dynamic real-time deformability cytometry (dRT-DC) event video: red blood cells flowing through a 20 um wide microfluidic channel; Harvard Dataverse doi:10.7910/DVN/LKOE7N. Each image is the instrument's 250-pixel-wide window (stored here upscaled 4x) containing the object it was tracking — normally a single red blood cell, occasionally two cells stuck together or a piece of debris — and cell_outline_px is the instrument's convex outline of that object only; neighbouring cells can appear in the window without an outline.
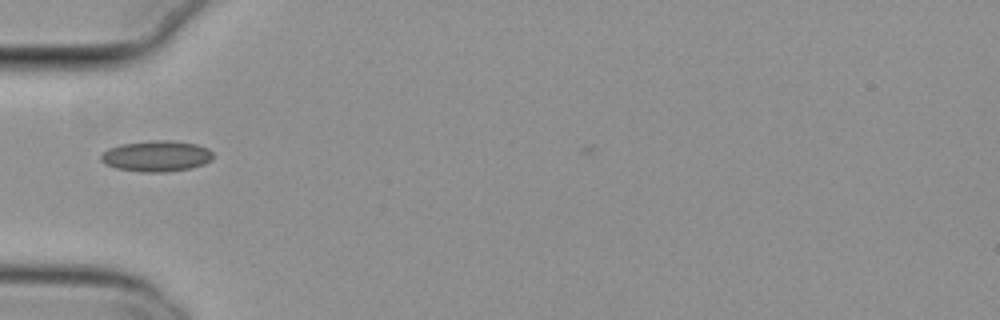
{"species": "common noctule bat (a hibernating species)", "species_latin": "Nyctalus noctula", "temperature_condition": "cold", "stored_images_in_passage": 37, "camera_frame_rate_fps": 3000, "um_per_image_px": 0.085, "animal": {"sex": "female", "body_mass_g": 29.2, "forearm_length_mm": 56.3}, "frame": {"image": 1, "passage_image": 1, "time_ms": 0.0, "image_size_px": [1000, 320], "cell_outline_px": [[212, 160], [204, 164], [188, 168], [164, 172], [140, 172], [116, 168], [104, 164], [100, 160], [100, 156], [108, 148], [120, 144], [152, 140], [172, 140], [196, 144], [208, 148], [212, 152]], "centroid_in_image_um": [13.27, 13.26], "position_along_channel_um": 71.7, "area_um2": 20.29}}
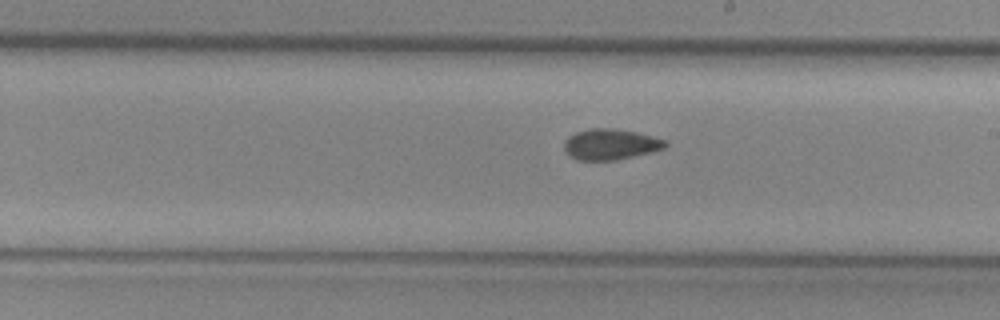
{"frame": {"image": 2, "passage_image": 14, "time_ms": 4.333, "image_size_px": [1000, 320], "cell_outline_px": [[668, 144], [664, 148], [652, 152], [616, 160], [576, 160], [564, 152], [564, 140], [568, 136], [576, 132], [588, 128], [612, 128], [636, 132], [668, 140]], "centroid_in_image_um": [51.87, 12.26], "position_along_channel_um": 237.1, "area_um2": 18.38}}
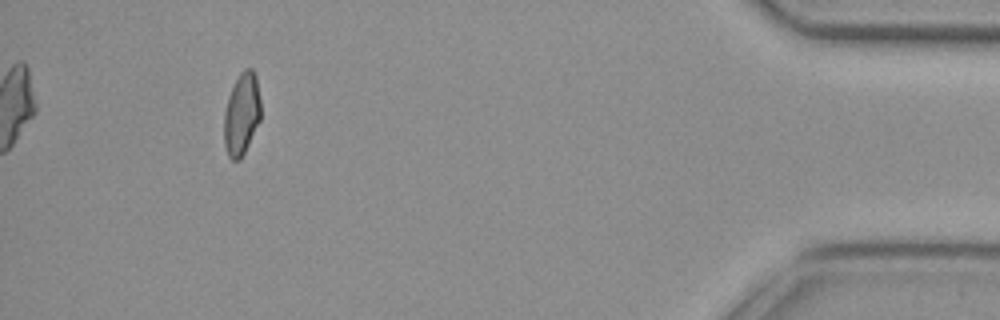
{"frame": {"image": 3, "passage_image": 33, "time_ms": 10.667, "image_size_px": [1000, 320], "cell_outline_px": [[260, 120], [240, 160], [232, 160], [228, 156], [224, 144], [224, 112], [228, 96], [240, 72], [244, 68], [252, 68], [256, 76], [260, 100]], "centroid_in_image_um": [20.53, 9.68], "position_along_channel_um": 414.7, "area_um2": 17.51}, "authors_computed_cell_mechanics": {"area_um2": 17.8602, "velocity_mm_per_s": 3.8198, "shape_relaxation_time_tau1_ms": null, "shape_relaxation_time_tau2_ms": 3.2696, "deformation_change_tau1": null, "deformation_change_tau2": 0.0768}}